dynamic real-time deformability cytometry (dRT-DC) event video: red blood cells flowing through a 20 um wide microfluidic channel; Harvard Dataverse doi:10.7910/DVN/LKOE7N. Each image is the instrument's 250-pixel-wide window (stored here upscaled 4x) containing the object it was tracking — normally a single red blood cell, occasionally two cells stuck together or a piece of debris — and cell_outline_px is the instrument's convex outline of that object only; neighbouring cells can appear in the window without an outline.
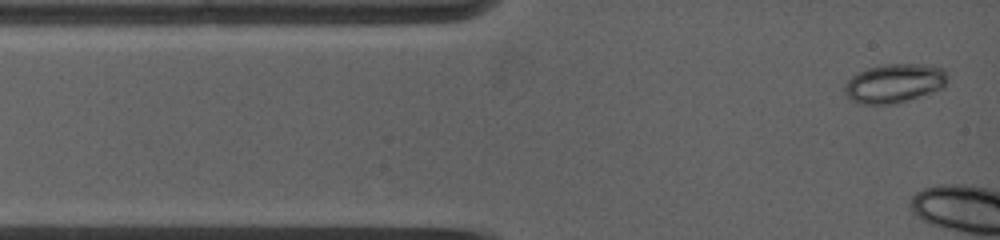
{"species": "common noctule bat (a hibernating species)", "species_latin": "Nyctalus noctula", "temperature_condition": "warm", "stored_images_in_passage": 8, "camera_frame_rate_fps": 5000, "um_per_image_px": 0.085, "animal": {"sex": "female", "body_mass_g": 19.0, "forearm_length_mm": 53.3}, "frame": {"image": 1, "passage_image": 1, "time_ms": 0.0, "image_size_px": [1000, 240], "cell_outline_px": [[948, 76], [944, 84], [940, 88], [892, 104], [860, 104], [852, 100], [844, 92], [844, 84], [852, 76], [868, 68], [888, 64], [924, 64], [944, 68], [948, 72]], "centroid_in_image_um": [76.0, 7.06], "position_along_channel_um": 9.0, "area_um2": 22.89}}